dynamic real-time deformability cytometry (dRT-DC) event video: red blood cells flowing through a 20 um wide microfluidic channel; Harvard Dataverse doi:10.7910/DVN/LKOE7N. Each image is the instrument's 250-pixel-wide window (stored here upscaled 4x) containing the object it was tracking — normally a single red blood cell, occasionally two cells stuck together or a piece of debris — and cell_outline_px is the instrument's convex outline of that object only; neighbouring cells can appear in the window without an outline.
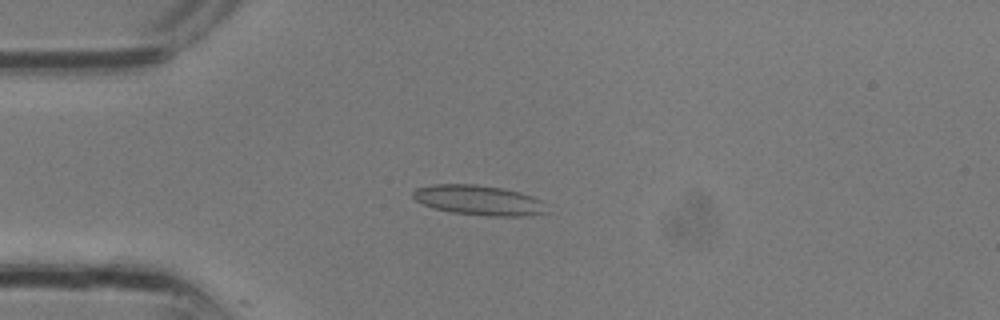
{"species": "common noctule bat (a hibernating species)", "species_latin": "Nyctalus noctula", "temperature_condition": "room temperature", "stored_images_in_passage": 32, "camera_frame_rate_fps": 3000, "um_per_image_px": 0.085, "animal": {"sex": "male", "body_mass_g": 13.3}, "frame": {"image": 1, "passage_image": 8, "time_ms": 2.333, "image_size_px": [1000, 320], "cell_outline_px": [[548, 212], [528, 216], [488, 216], [452, 212], [432, 208], [416, 200], [412, 196], [412, 192], [416, 188], [432, 184], [476, 184], [500, 188], [520, 192], [532, 196], [540, 200]], "centroid_in_image_um": [40.67, 17.02], "position_along_channel_um": 44.3, "area_um2": 23.29}}
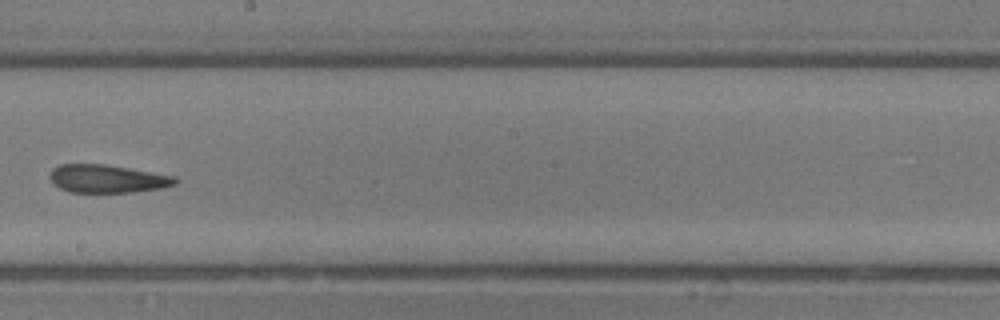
{"frame": {"image": 2, "passage_image": 18, "time_ms": 5.667, "image_size_px": [1000, 320], "cell_outline_px": [[180, 180], [176, 184], [160, 188], [132, 192], [68, 192], [52, 184], [48, 176], [52, 168], [60, 164], [104, 164], [176, 176]], "centroid_in_image_um": [9.09, 15.19], "position_along_channel_um": 239.1, "area_um2": 20.63}}
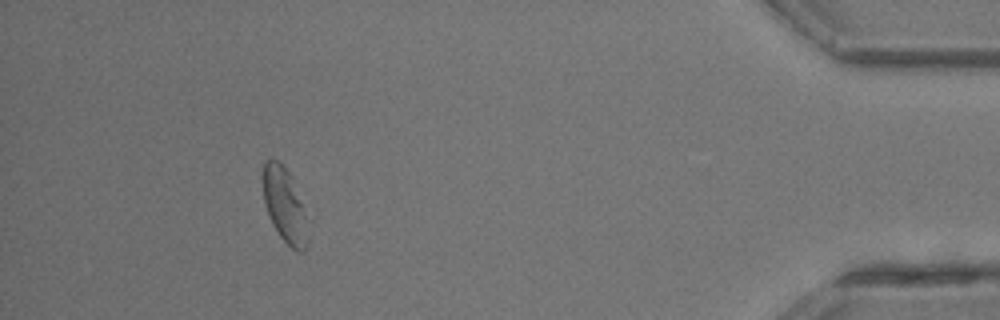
{"frame": {"image": 3, "passage_image": 29, "time_ms": 9.333, "image_size_px": [1000, 320], "cell_outline_px": [[308, 244], [304, 252], [296, 252], [280, 236], [272, 224], [268, 216], [264, 204], [260, 176], [264, 160], [276, 160], [288, 172], [300, 204], [304, 216], [308, 240]], "centroid_in_image_um": [24.1, 17.46], "position_along_channel_um": 411.1, "area_um2": 19.07}}